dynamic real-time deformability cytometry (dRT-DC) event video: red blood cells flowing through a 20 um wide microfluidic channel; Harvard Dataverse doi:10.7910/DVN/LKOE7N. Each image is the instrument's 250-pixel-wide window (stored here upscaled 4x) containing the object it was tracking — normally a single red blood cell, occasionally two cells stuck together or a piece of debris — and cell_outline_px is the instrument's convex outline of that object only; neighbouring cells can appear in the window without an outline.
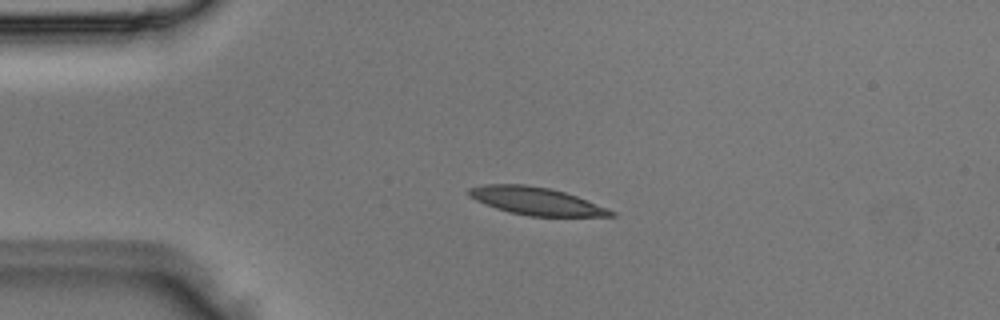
{"species": "Egyptian fruit bat (a non-hibernating species)", "species_latin": "Rousettus aegyptiacus", "temperature_condition": "room temperature", "stored_images_in_passage": 3, "camera_frame_rate_fps": 3000, "um_per_image_px": 0.085, "animal": {"sex": "male"}, "frame": {"image": 1, "passage_image": 2, "time_ms": 0.333, "image_size_px": [1000, 320], "cell_outline_px": [[616, 216], [528, 216], [508, 212], [484, 204], [468, 196], [468, 188], [484, 184], [524, 184], [548, 188], [564, 192], [576, 196], [608, 208], [616, 212]], "centroid_in_image_um": [45.54, 17.09], "position_along_channel_um": 39.5, "area_um2": 22.89}}